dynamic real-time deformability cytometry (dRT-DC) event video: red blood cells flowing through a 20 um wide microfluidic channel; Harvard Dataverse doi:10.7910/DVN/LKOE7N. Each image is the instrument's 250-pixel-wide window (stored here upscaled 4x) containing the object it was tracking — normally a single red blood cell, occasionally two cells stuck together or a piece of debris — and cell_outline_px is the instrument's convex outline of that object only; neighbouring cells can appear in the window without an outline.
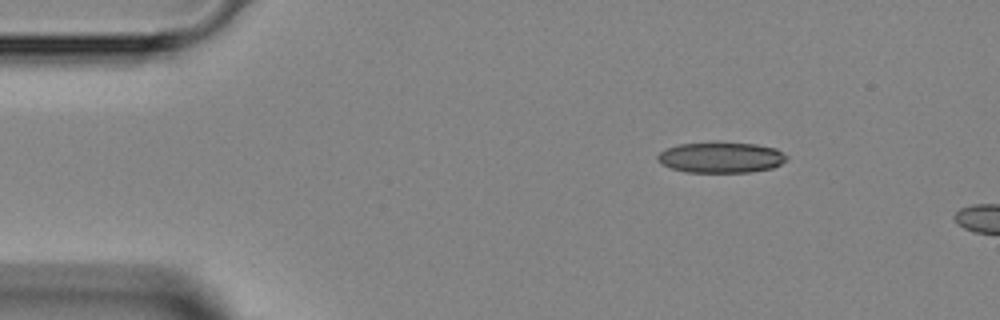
{"species": "Egyptian fruit bat (a non-hibernating species)", "species_latin": "Rousettus aegyptiacus", "temperature_condition": "room temperature", "stored_images_in_passage": 4, "camera_frame_rate_fps": 3000, "um_per_image_px": 0.085, "animal": {"sex": "female"}, "frame": {"image": 1, "passage_image": 1, "time_ms": 0.0, "image_size_px": [1000, 320], "cell_outline_px": [[788, 160], [772, 168], [748, 172], [688, 172], [672, 168], [656, 160], [656, 156], [664, 148], [680, 144], [756, 144], [776, 148], [788, 156]], "centroid_in_image_um": [61.3, 13.4], "position_along_channel_um": 23.7, "area_um2": 22.6}}